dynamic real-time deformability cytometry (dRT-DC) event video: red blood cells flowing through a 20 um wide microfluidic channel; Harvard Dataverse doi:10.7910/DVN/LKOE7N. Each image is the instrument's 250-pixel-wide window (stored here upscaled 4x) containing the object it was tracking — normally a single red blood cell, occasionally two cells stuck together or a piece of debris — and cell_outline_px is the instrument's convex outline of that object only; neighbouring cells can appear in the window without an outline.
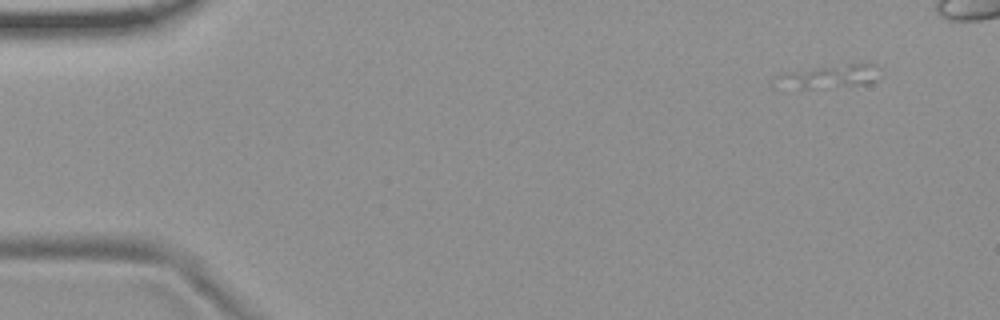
{"species": "common noctule bat (a hibernating species)", "species_latin": "Nyctalus noctula", "temperature_condition": "room temperature", "stored_images_in_passage": 2, "camera_frame_rate_fps": 3000, "um_per_image_px": 0.085, "animal": {"sex": "female", "body_mass_g": 19.9}, "frame": {"image": 1, "passage_image": 2, "time_ms": 0.333, "image_size_px": [1000, 320], "cell_outline_px": [[880, 68], [876, 80], [864, 84], [808, 88], [772, 88], [772, 84], [776, 76], [784, 72], [848, 64], [876, 64]], "centroid_in_image_um": [70.37, 6.51], "position_along_channel_um": 14.6, "area_um2": 14.05}}